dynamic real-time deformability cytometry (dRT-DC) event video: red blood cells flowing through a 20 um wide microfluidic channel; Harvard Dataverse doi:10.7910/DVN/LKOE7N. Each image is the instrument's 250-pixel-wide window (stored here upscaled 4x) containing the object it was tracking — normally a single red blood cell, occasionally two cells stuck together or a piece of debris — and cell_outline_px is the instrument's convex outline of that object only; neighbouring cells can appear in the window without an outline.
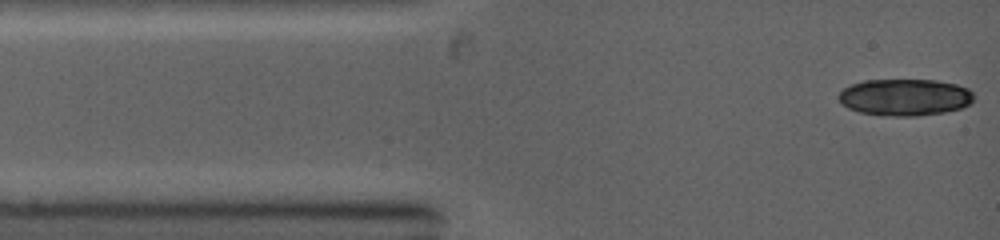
{"species": "common noctule bat (a hibernating species)", "species_latin": "Nyctalus noctula", "temperature_condition": "warm", "stored_images_in_passage": 2, "camera_frame_rate_fps": 5000, "um_per_image_px": 0.085, "animal": {"sex": "female", "body_mass_g": 19.0, "forearm_length_mm": 53.3}, "frame": {"image": 1, "passage_image": 1, "time_ms": 0.0, "image_size_px": [1000, 240], "cell_outline_px": [[972, 100], [968, 104], [960, 108], [944, 112], [916, 116], [880, 116], [860, 112], [848, 108], [836, 96], [844, 88], [852, 84], [864, 80], [936, 80], [956, 84], [968, 88], [972, 92]], "centroid_in_image_um": [76.89, 8.27], "position_along_channel_um": 8.1, "area_um2": 28.96}}